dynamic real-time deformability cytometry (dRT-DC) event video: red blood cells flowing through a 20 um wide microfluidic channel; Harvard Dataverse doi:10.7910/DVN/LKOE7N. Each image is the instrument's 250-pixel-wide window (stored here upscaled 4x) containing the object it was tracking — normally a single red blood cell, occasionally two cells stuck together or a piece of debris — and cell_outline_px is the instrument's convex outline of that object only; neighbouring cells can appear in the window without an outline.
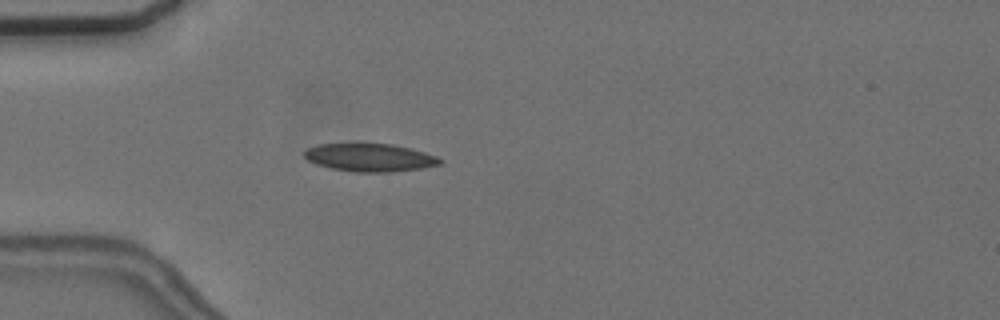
{"species": "common noctule bat (a hibernating species)", "species_latin": "Nyctalus noctula", "temperature_condition": "cold", "stored_images_in_passage": 3, "camera_frame_rate_fps": 3000, "um_per_image_px": 0.085, "animal": {"sex": "female", "body_mass_g": 24.6, "forearm_length_mm": 56.2}, "frame": {"image": 1, "passage_image": 1, "time_ms": 0.0, "image_size_px": [1000, 320], "cell_outline_px": [[444, 164], [420, 168], [392, 172], [356, 172], [332, 168], [316, 164], [308, 160], [304, 156], [304, 152], [308, 148], [316, 144], [392, 144], [424, 152], [436, 156], [444, 160]], "centroid_in_image_um": [31.46, 13.39], "position_along_channel_um": 53.5, "area_um2": 21.96}}